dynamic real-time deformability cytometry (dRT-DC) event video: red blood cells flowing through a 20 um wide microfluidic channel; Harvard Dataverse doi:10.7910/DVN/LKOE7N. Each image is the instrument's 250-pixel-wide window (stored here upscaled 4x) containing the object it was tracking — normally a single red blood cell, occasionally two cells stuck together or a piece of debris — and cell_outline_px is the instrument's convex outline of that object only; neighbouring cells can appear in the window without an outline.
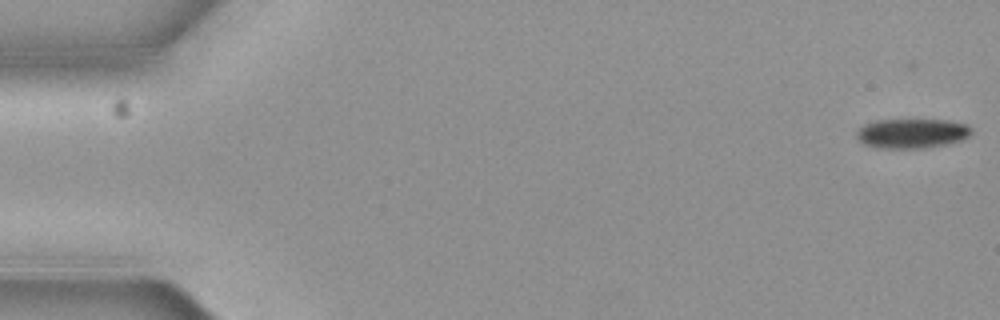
{"species": "common noctule bat (a hibernating species)", "species_latin": "Nyctalus noctula", "temperature_condition": "cold", "stored_images_in_passage": 7, "camera_frame_rate_fps": 3000, "um_per_image_px": 0.085, "animal": {"sex": "female", "body_mass_g": 19.3, "forearm_length_mm": 54.1}, "frame": {"image": 1, "passage_image": 1, "time_ms": 0.0, "image_size_px": [1000, 320], "cell_outline_px": [[972, 132], [968, 136], [960, 140], [948, 144], [924, 148], [876, 148], [864, 144], [856, 136], [856, 132], [864, 124], [876, 120], [948, 120], [968, 124], [972, 128]], "centroid_in_image_um": [77.52, 11.34], "position_along_channel_um": 7.5, "area_um2": 19.88}}
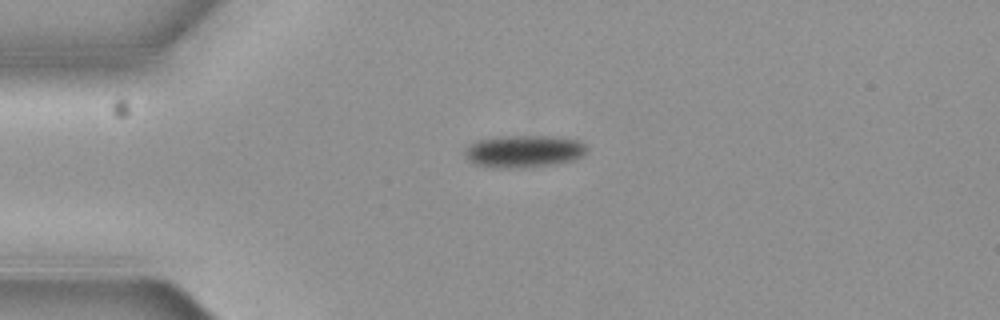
{"frame": {"image": 2, "passage_image": 5, "time_ms": 1.333, "image_size_px": [1000, 320], "cell_outline_px": [[584, 152], [580, 156], [572, 160], [552, 164], [524, 168], [492, 168], [476, 164], [464, 152], [476, 140], [504, 136], [548, 136], [580, 140], [584, 144]], "centroid_in_image_um": [44.52, 12.86], "position_along_channel_um": 40.5, "area_um2": 22.48}}
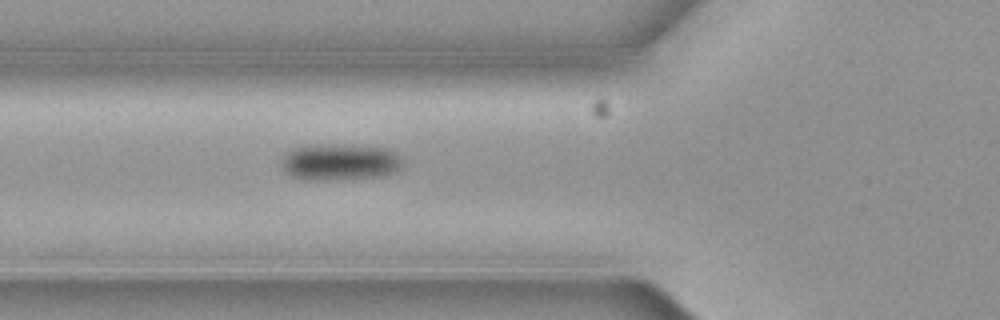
{"frame": {"image": 3, "passage_image": 7, "time_ms": 2.0, "image_size_px": [1000, 320], "cell_outline_px": [[404, 160], [392, 172], [380, 176], [324, 180], [304, 180], [292, 176], [284, 172], [284, 156], [288, 152], [296, 148], [316, 144], [336, 144], [388, 148]], "centroid_in_image_um": [28.87, 13.76], "position_along_channel_um": 96.9, "area_um2": 25.32}}